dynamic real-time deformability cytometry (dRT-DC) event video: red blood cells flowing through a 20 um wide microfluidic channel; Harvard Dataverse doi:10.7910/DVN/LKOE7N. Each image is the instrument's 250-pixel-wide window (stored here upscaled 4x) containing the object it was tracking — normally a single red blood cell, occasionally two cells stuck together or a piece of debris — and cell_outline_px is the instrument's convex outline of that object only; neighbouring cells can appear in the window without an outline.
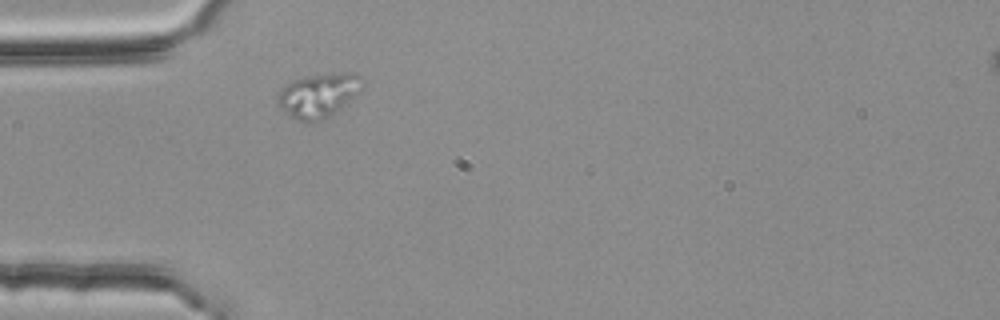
{"species": "common noctule bat (a hibernating species)", "species_latin": "Nyctalus noctula", "temperature_condition": "room temperature", "stored_images_in_passage": 2, "camera_frame_rate_fps": 3000, "um_per_image_px": 0.085, "animal": {"sex": "female", "body_mass_g": 25.1}, "frame": {"image": 1, "passage_image": 1, "time_ms": 0.0, "image_size_px": [1000, 320], "cell_outline_px": [[360, 76], [352, 96], [340, 108], [320, 120], [296, 120], [280, 104], [280, 92], [292, 80], [308, 76], [340, 72], [352, 72]], "centroid_in_image_um": [27.03, 8.06], "position_along_channel_um": 58.0, "area_um2": 19.94}}